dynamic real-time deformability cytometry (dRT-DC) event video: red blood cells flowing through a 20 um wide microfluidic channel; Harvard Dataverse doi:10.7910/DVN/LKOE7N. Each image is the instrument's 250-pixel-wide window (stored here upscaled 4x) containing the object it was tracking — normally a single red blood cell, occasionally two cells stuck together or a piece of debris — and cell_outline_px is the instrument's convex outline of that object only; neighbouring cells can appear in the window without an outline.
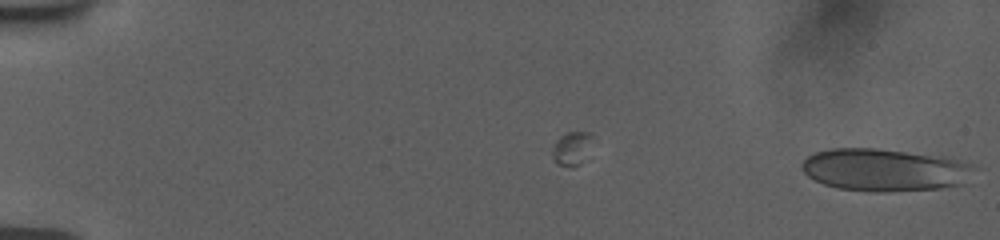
{"species": "human", "species_latin": "Homo sapiens", "temperature_condition": "room temperature", "stored_images_in_passage": 8, "camera_frame_rate_fps": 3000, "um_per_image_px": 0.085, "donor": {"sex": "female"}, "frame": {"image": 1, "passage_image": 8, "time_ms": 2.0, "image_size_px": [1000, 240], "cell_outline_px": [[980, 168], [964, 184], [940, 188], [884, 192], [872, 192], [836, 188], [824, 184], [808, 176], [804, 172], [800, 164], [808, 156], [816, 152], [832, 148], [876, 148], [944, 156], [972, 164]], "centroid_in_image_um": [75.26, 14.44], "position_along_channel_um": 9.7, "area_um2": 43.18}}